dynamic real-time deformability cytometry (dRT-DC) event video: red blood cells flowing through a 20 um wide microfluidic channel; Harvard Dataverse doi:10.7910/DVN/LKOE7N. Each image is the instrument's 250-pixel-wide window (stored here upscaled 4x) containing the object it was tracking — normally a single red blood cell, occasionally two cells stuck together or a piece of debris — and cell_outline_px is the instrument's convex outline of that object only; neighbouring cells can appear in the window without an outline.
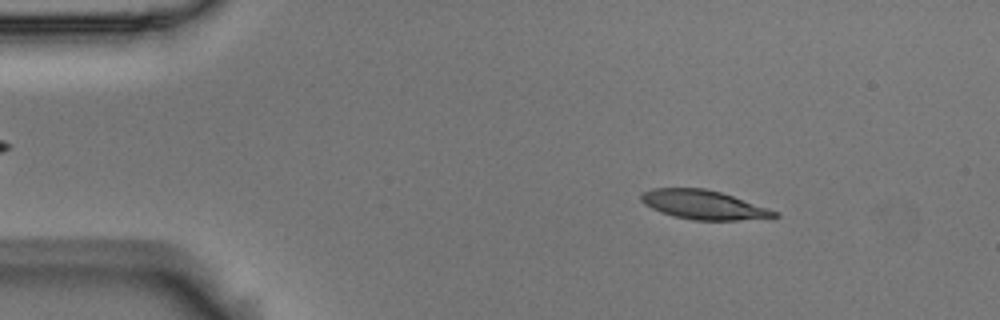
{"species": "Egyptian fruit bat (a non-hibernating species)", "species_latin": "Rousettus aegyptiacus", "temperature_condition": "room temperature", "stored_images_in_passage": 4, "camera_frame_rate_fps": 3000, "um_per_image_px": 0.085, "animal": {"sex": "male"}, "frame": {"image": 1, "passage_image": 2, "time_ms": 0.333, "image_size_px": [1000, 320], "cell_outline_px": [[780, 216], [736, 220], [692, 220], [672, 216], [660, 212], [644, 204], [640, 200], [640, 192], [652, 188], [704, 188], [720, 192], [780, 212]], "centroid_in_image_um": [59.74, 17.4], "position_along_channel_um": 25.3, "area_um2": 22.54}}